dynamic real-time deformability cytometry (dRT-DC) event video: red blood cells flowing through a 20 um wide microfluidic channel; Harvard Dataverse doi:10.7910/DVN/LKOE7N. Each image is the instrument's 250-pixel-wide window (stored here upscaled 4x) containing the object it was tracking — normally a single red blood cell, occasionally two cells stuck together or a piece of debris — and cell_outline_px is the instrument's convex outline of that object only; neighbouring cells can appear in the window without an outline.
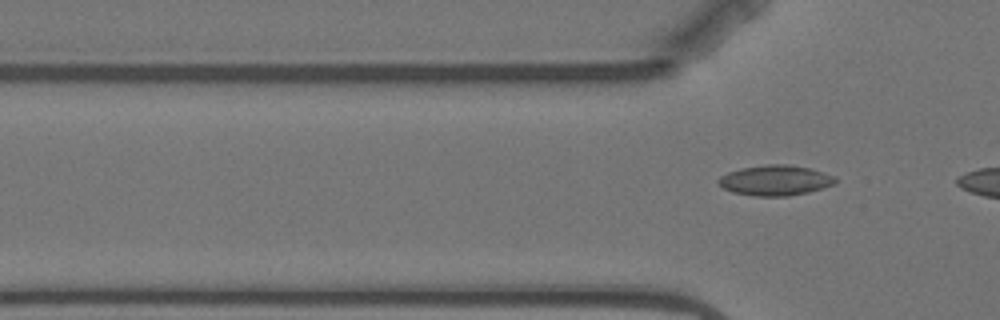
{"species": "Egyptian fruit bat (a non-hibernating species)", "species_latin": "Rousettus aegyptiacus", "temperature_condition": "warm", "stored_images_in_passage": 4, "camera_frame_rate_fps": 3000, "um_per_image_px": 0.085, "animal": {"sex": "female"}, "frame": {"image": 1, "passage_image": 4, "time_ms": 4.667, "image_size_px": [1000, 320], "cell_outline_px": [[840, 180], [836, 184], [824, 188], [808, 192], [788, 196], [756, 196], [732, 192], [716, 184], [716, 180], [720, 176], [728, 172], [740, 168], [768, 164], [788, 164], [812, 168], [836, 176]], "centroid_in_image_um": [65.93, 15.32], "position_along_channel_um": 59.9, "area_um2": 21.1}}